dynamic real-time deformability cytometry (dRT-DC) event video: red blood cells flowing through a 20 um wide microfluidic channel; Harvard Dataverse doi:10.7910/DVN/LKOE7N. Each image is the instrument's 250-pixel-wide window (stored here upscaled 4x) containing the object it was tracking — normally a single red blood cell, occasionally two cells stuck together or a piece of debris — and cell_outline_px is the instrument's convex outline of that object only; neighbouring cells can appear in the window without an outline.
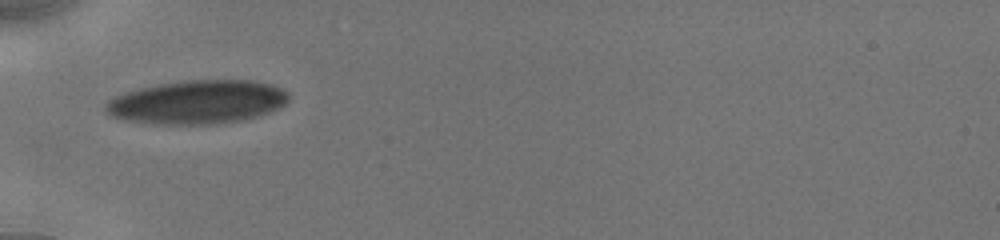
{"species": "human", "species_latin": "Homo sapiens", "temperature_condition": "cold", "stored_images_in_passage": 26, "camera_frame_rate_fps": 3000, "um_per_image_px": 0.085, "donor": {"sex": "male"}, "frame": {"image": 1, "passage_image": 1, "time_ms": 0.0, "image_size_px": [1000, 240], "cell_outline_px": [[288, 100], [284, 104], [268, 112], [256, 116], [240, 120], [208, 124], [160, 124], [132, 120], [112, 116], [104, 108], [104, 104], [108, 100], [124, 92], [140, 88], [160, 84], [184, 80], [256, 80], [272, 84], [288, 92]], "centroid_in_image_um": [16.79, 8.65], "position_along_channel_um": 68.2, "area_um2": 46.01}}
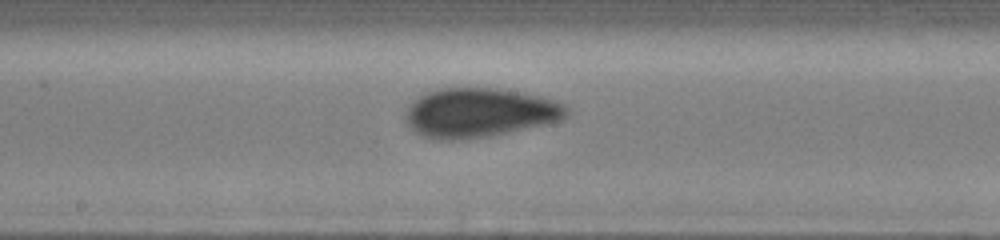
{"frame": {"image": 2, "passage_image": 10, "time_ms": 3.667, "image_size_px": [1000, 240], "cell_outline_px": [[568, 112], [560, 120], [488, 136], [460, 140], [436, 140], [424, 136], [416, 132], [404, 120], [404, 116], [412, 100], [424, 92], [440, 88], [496, 88], [540, 96], [552, 100], [568, 108]], "centroid_in_image_um": [40.65, 9.57], "position_along_channel_um": 207.5, "area_um2": 45.78}}
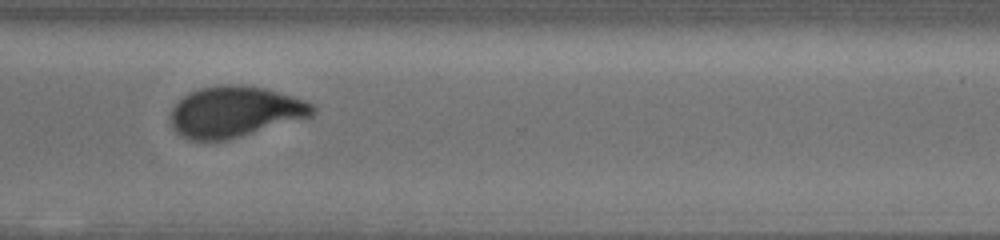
{"frame": {"image": 3, "passage_image": 25, "time_ms": 7.333, "image_size_px": [1000, 240], "cell_outline_px": [[316, 112], [312, 116], [228, 140], [188, 140], [176, 132], [172, 124], [172, 108], [184, 96], [200, 88], [224, 84], [236, 84], [264, 88], [308, 100], [316, 108]], "centroid_in_image_um": [20.01, 9.5], "position_along_channel_um": 350.6, "area_um2": 41.96}}